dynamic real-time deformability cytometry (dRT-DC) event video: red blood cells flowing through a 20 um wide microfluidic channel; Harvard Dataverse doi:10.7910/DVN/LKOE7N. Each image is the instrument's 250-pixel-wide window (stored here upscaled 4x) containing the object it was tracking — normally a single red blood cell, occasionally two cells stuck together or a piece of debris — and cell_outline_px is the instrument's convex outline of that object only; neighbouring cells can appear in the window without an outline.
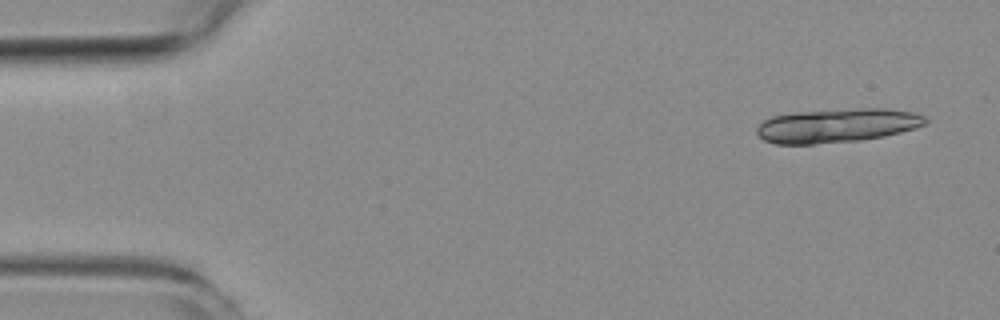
{"species": "common noctule bat (a hibernating species)", "species_latin": "Nyctalus noctula", "temperature_condition": "room temperature", "stored_images_in_passage": 7, "camera_frame_rate_fps": 3000, "um_per_image_px": 0.085, "animal": {"sex": "female", "body_mass_g": 19.3, "forearm_length_mm": 54.1}, "frame": {"image": 1, "passage_image": 1, "time_ms": 0.0, "image_size_px": [1000, 320], "cell_outline_px": [[928, 120], [924, 124], [900, 132], [884, 136], [860, 140], [812, 144], [776, 144], [764, 140], [756, 132], [756, 128], [764, 120], [772, 116], [800, 112], [864, 108], [884, 108], [912, 112], [924, 116]], "centroid_in_image_um": [71.13, 10.67], "position_along_channel_um": 13.9, "area_um2": 32.95}}
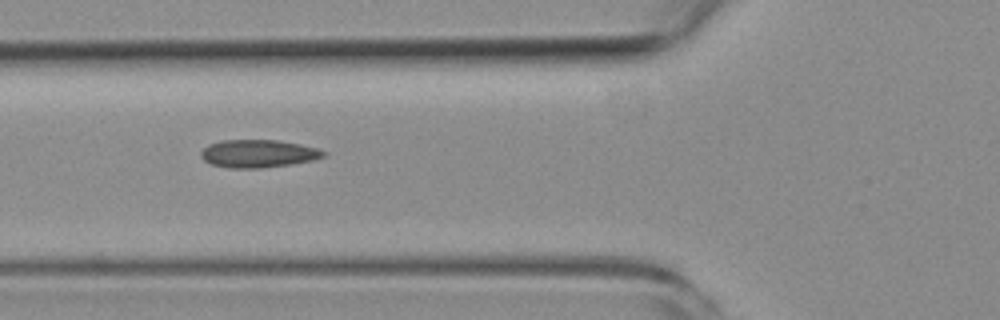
{"frame": {"image": 2, "passage_image": 6, "time_ms": 5.667, "image_size_px": [1000, 320], "cell_outline_px": [[328, 152], [324, 156], [312, 160], [292, 164], [260, 168], [228, 168], [212, 164], [204, 160], [200, 156], [200, 152], [208, 144], [224, 140], [280, 140], [300, 144], [316, 148]], "centroid_in_image_um": [21.94, 13.05], "position_along_channel_um": 103.9, "area_um2": 19.88}}
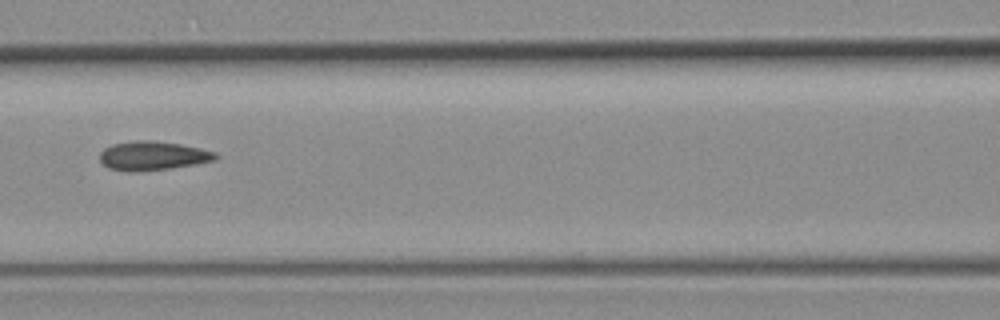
{"frame": {"image": 3, "passage_image": 7, "time_ms": 7.0, "image_size_px": [1000, 320], "cell_outline_px": [[220, 156], [216, 160], [196, 164], [172, 168], [136, 172], [124, 172], [108, 168], [100, 160], [100, 152], [104, 148], [112, 144], [136, 140], [148, 140], [180, 144], [200, 148], [216, 152]], "centroid_in_image_um": [12.99, 13.25], "position_along_channel_um": 153.6, "area_um2": 19.77}}